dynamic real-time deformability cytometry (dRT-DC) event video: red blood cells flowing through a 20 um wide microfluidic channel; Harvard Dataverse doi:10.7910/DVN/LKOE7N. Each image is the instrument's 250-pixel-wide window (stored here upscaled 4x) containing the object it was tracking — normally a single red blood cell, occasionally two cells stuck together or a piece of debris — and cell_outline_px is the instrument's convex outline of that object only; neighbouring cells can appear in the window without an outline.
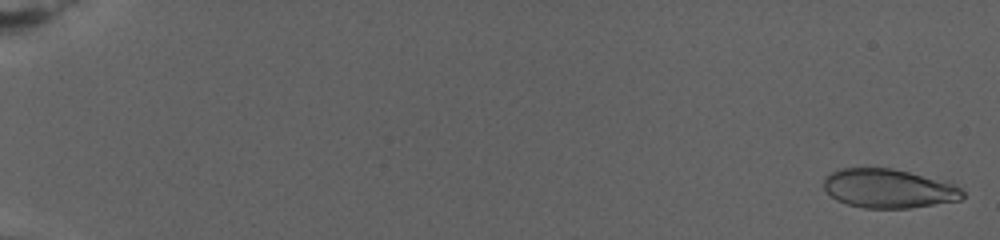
{"species": "human", "species_latin": "Homo sapiens", "temperature_condition": "warm", "stored_images_in_passage": 87, "camera_frame_rate_fps": 3000, "um_per_image_px": 0.085, "donor": {"sex": "female"}, "frame": {"image": 1, "passage_image": 2, "time_ms": 0.333, "image_size_px": [1000, 240], "cell_outline_px": [[964, 196], [960, 200], [908, 208], [864, 208], [848, 204], [836, 200], [824, 188], [824, 176], [840, 168], [892, 168], [908, 172], [952, 184], [960, 188], [964, 192]], "centroid_in_image_um": [75.48, 16.02], "position_along_channel_um": 9.5, "area_um2": 31.15}}
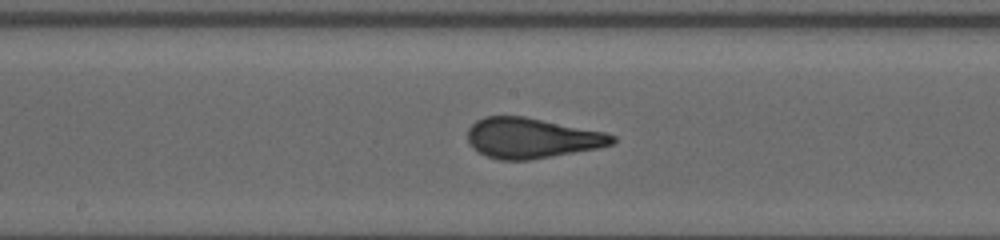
{"frame": {"image": 2, "passage_image": 46, "time_ms": 15.333, "image_size_px": [1000, 240], "cell_outline_px": [[616, 140], [612, 144], [596, 148], [552, 156], [528, 160], [500, 160], [488, 156], [472, 148], [468, 144], [468, 128], [476, 120], [484, 116], [524, 116], [604, 132], [616, 136]], "centroid_in_image_um": [45.16, 11.73], "position_along_channel_um": 203.0, "area_um2": 33.76}}
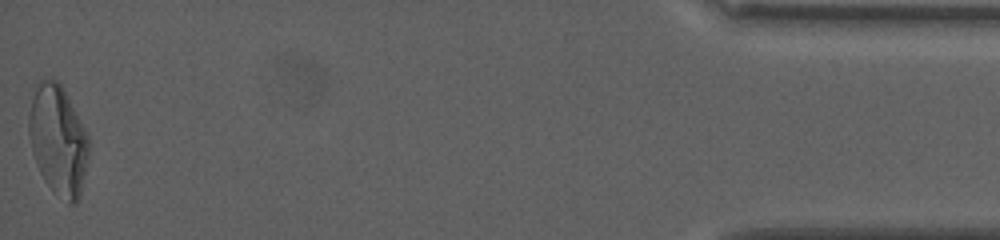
{"frame": {"image": 3, "passage_image": 87, "time_ms": 27.0, "image_size_px": [1000, 240], "cell_outline_px": [[88, 156], [80, 200], [76, 204], [68, 204], [52, 192], [44, 180], [36, 164], [28, 132], [28, 116], [32, 100], [36, 88], [40, 80], [52, 76], [60, 84], [88, 136]], "centroid_in_image_um": [4.93, 11.98], "position_along_channel_um": 430.3, "area_um2": 38.15}, "authors_computed_cell_mechanics": {"area_um2": 33.2928, "velocity_mm_per_s": 2.6353, "shape_relaxation_time_tau1_ms": 9.1242, "shape_relaxation_time_tau2_ms": null, "deformation_change_tau1": 0.237, "deformation_change_tau2": null}}